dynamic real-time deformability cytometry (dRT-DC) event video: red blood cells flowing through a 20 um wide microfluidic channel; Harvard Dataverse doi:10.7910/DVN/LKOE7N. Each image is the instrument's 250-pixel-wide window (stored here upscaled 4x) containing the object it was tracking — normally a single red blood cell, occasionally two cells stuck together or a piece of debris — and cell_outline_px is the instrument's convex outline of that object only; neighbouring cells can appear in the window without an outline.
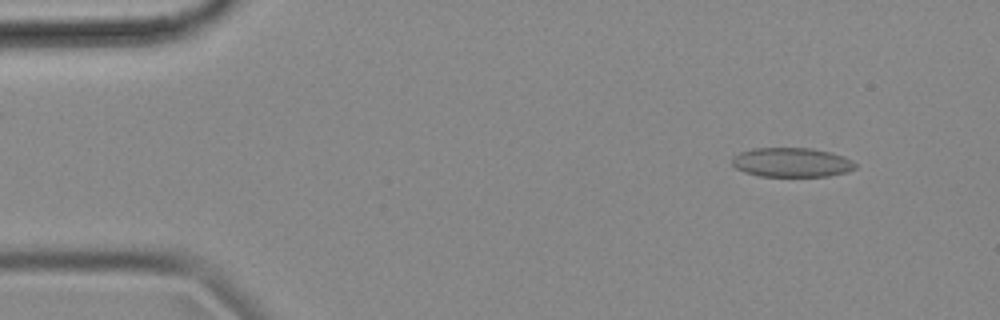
{"species": "common noctule bat (a hibernating species)", "species_latin": "Nyctalus noctula", "temperature_condition": "cold", "stored_images_in_passage": 55, "camera_frame_rate_fps": 3000, "um_per_image_px": 0.085, "animal": {"sex": "female", "body_mass_g": 18.4}, "frame": {"image": 1, "passage_image": 5, "time_ms": 1.333, "image_size_px": [1000, 320], "cell_outline_px": [[856, 168], [844, 172], [828, 176], [760, 176], [744, 172], [736, 168], [732, 164], [732, 156], [740, 152], [752, 148], [812, 148], [832, 152], [844, 156], [852, 160], [856, 164]], "centroid_in_image_um": [67.28, 13.79], "position_along_channel_um": 17.7, "area_um2": 21.15}}
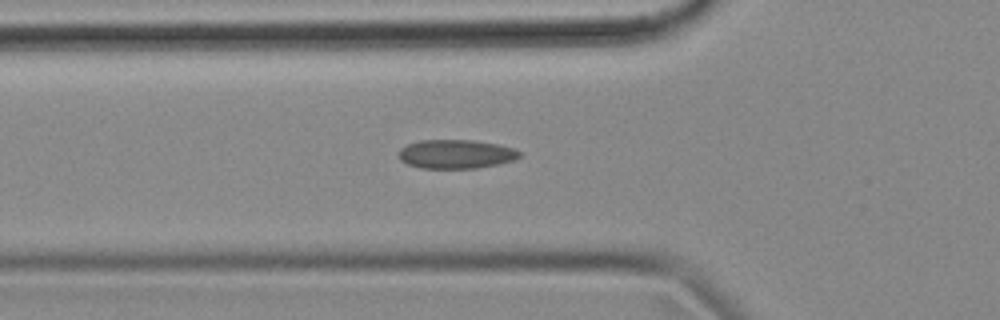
{"frame": {"image": 2, "passage_image": 18, "time_ms": 5.667, "image_size_px": [1000, 320], "cell_outline_px": [[520, 156], [516, 160], [476, 168], [420, 168], [408, 164], [400, 160], [400, 148], [408, 144], [420, 140], [472, 140], [496, 144], [516, 148], [520, 152]], "centroid_in_image_um": [38.77, 13.09], "position_along_channel_um": 87.0, "area_um2": 20.29}}
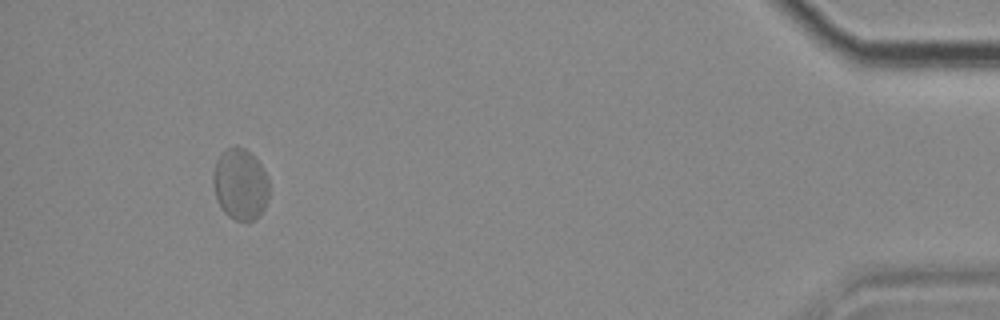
{"frame": {"image": 3, "passage_image": 51, "time_ms": 16.667, "image_size_px": [1000, 320], "cell_outline_px": [[268, 200], [260, 216], [252, 220], [236, 220], [228, 216], [224, 212], [216, 200], [212, 180], [212, 176], [216, 160], [220, 152], [236, 144], [244, 148], [260, 164], [268, 180]], "centroid_in_image_um": [20.39, 15.65], "position_along_channel_um": 414.8, "area_um2": 23.35}, "authors_computed_cell_mechanics": {"area_um2": 21.0392, "velocity_mm_per_s": 3.6038, "shape_relaxation_time_tau1_ms": null, "shape_relaxation_time_tau2_ms": 2.8775, "deformation_change_tau1": null, "deformation_change_tau2": 0.0549}}